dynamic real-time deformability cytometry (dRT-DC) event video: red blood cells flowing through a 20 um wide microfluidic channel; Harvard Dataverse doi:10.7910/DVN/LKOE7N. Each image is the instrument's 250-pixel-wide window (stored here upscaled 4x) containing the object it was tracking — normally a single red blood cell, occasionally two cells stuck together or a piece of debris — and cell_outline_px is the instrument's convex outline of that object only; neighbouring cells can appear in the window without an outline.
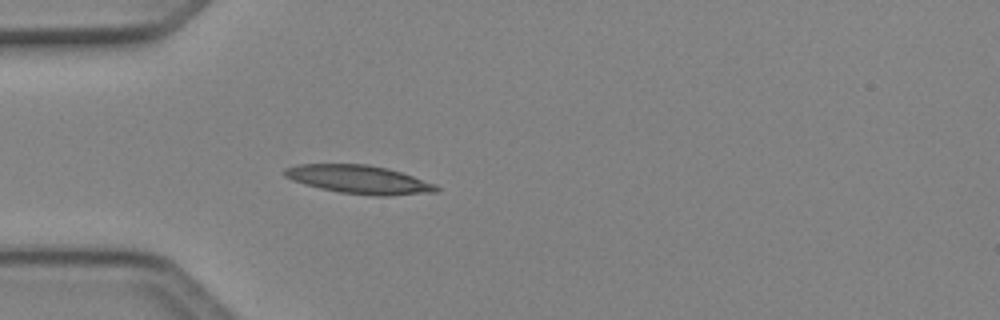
{"species": "Egyptian fruit bat (a non-hibernating species)", "species_latin": "Rousettus aegyptiacus", "temperature_condition": "cold", "stored_images_in_passage": 3, "camera_frame_rate_fps": 3000, "um_per_image_px": 0.085, "animal": {"sex": "female"}, "frame": {"image": 1, "passage_image": 3, "time_ms": 0.667, "image_size_px": [1000, 320], "cell_outline_px": [[440, 188], [436, 192], [388, 196], [376, 196], [340, 192], [320, 188], [304, 184], [292, 180], [284, 176], [284, 168], [296, 164], [368, 164], [388, 168], [436, 184]], "centroid_in_image_um": [30.51, 15.25], "position_along_channel_um": 54.5, "area_um2": 25.14}}